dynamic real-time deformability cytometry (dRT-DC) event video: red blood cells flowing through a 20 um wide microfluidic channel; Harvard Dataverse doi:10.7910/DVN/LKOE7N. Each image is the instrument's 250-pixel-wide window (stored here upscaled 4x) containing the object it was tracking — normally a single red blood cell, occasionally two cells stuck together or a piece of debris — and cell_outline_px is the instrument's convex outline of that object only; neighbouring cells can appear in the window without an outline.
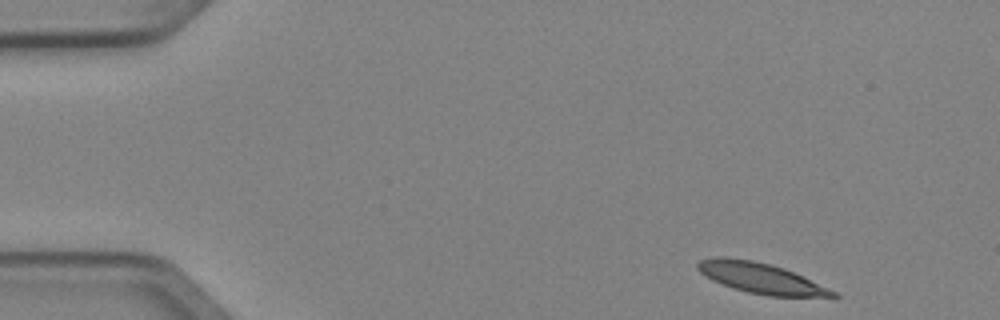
{"species": "Egyptian fruit bat (a non-hibernating species)", "species_latin": "Rousettus aegyptiacus", "temperature_condition": "cold", "stored_images_in_passage": 4, "camera_frame_rate_fps": 3000, "um_per_image_px": 0.085, "animal": {"sex": "female"}, "frame": {"image": 1, "passage_image": 1, "time_ms": 0.0, "image_size_px": [1000, 320], "cell_outline_px": [[840, 296], [836, 300], [768, 296], [748, 292], [732, 288], [712, 280], [700, 272], [696, 268], [696, 264], [700, 260], [712, 256], [724, 256], [752, 260], [772, 264], [784, 268], [804, 276], [836, 292]], "centroid_in_image_um": [64.8, 23.68], "position_along_channel_um": 20.2, "area_um2": 25.09}}
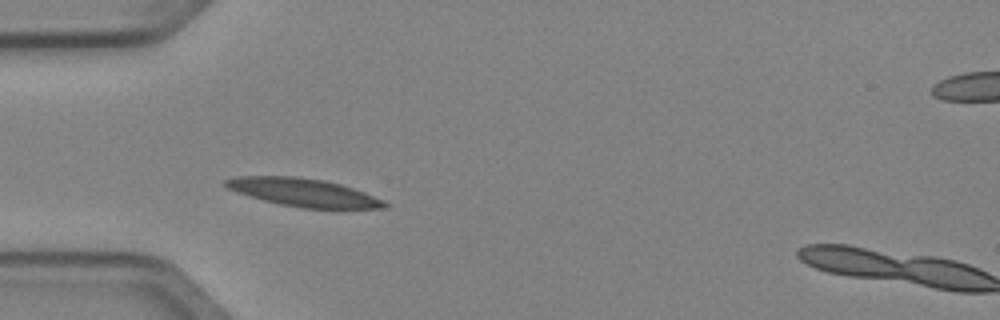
{"frame": {"image": 2, "passage_image": 3, "time_ms": 0.667, "image_size_px": [1000, 320], "cell_outline_px": [[392, 204], [388, 208], [304, 208], [280, 204], [264, 200], [236, 192], [228, 188], [224, 184], [224, 180], [236, 176], [296, 176], [324, 180], [340, 184], [364, 192], [384, 200]], "centroid_in_image_um": [25.82, 16.35], "position_along_channel_um": 59.2, "area_um2": 25.89}}